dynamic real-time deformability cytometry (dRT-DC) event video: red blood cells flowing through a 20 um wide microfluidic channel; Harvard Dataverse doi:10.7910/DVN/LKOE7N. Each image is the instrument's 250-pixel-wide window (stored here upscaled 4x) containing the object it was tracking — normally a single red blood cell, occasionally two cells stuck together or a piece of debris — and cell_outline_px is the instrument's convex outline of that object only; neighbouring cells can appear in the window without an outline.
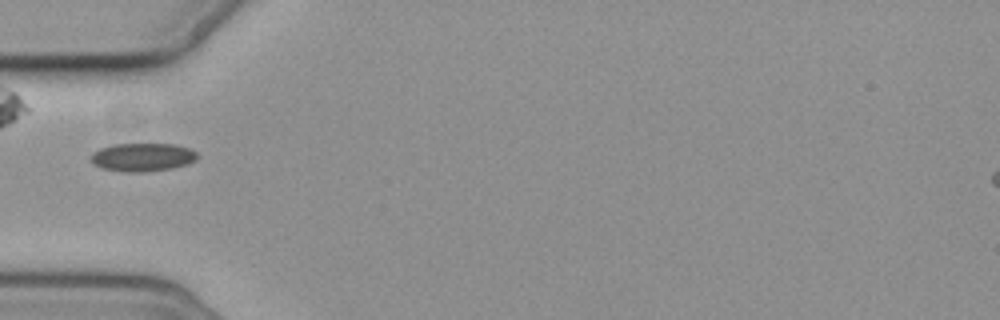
{"species": "common noctule bat (a hibernating species)", "species_latin": "Nyctalus noctula", "temperature_condition": "cold", "stored_images_in_passage": 7, "camera_frame_rate_fps": 3000, "um_per_image_px": 0.085, "animal": {"sex": "female", "body_mass_g": 19.3, "forearm_length_mm": 54.1}, "frame": {"image": 1, "passage_image": 7, "time_ms": 7.0, "image_size_px": [1000, 320], "cell_outline_px": [[200, 156], [196, 160], [188, 164], [172, 168], [144, 172], [124, 172], [100, 168], [92, 164], [92, 152], [100, 148], [112, 144], [172, 144], [188, 148], [196, 152]], "centroid_in_image_um": [12.11, 13.36], "position_along_channel_um": 72.9, "area_um2": 17.69}}